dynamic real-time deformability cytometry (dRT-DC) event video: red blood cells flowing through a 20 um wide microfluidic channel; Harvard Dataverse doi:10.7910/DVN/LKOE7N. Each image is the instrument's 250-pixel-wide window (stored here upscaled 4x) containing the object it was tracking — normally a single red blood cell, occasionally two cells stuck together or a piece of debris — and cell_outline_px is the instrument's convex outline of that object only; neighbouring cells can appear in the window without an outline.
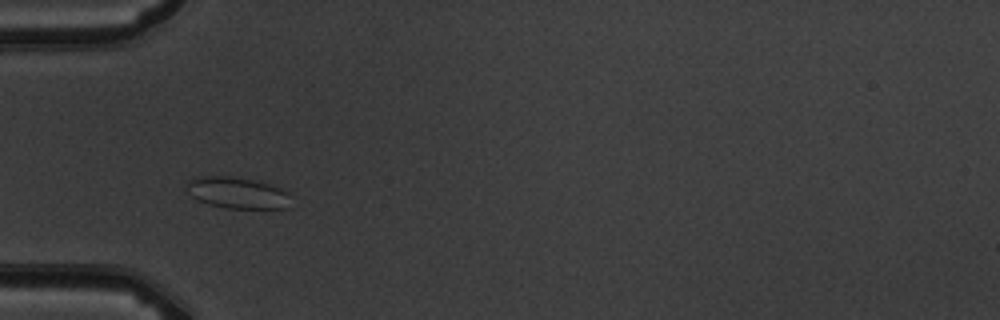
{"species": "common noctule bat (a hibernating species)", "species_latin": "Nyctalus noctula", "temperature_condition": "warm", "stored_images_in_passage": 3, "camera_frame_rate_fps": 3000, "um_per_image_px": 0.085, "animal": {"sex": "male", "body_mass_g": 19.5, "forearm_length_mm": 54.6}, "frame": {"image": 1, "passage_image": 3, "time_ms": 2.333, "image_size_px": [1000, 320], "cell_outline_px": [[292, 208], [224, 208], [208, 204], [192, 196], [188, 192], [184, 184], [188, 180], [196, 176], [228, 176], [252, 180], [268, 184], [280, 188], [288, 192]], "centroid_in_image_um": [20.15, 16.39], "position_along_channel_um": 64.8, "area_um2": 19.13}}